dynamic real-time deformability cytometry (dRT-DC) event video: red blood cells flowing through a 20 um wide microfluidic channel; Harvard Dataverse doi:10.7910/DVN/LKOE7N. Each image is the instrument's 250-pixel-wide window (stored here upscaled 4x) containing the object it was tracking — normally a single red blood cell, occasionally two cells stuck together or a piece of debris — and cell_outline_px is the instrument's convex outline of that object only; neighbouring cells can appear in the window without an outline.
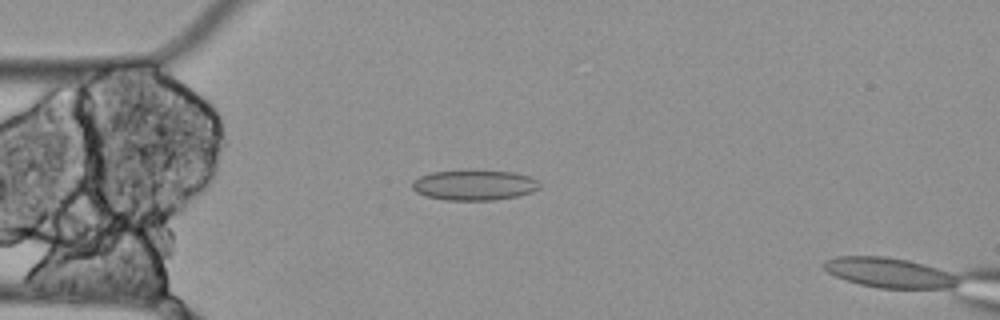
{"species": "Egyptian fruit bat (a non-hibernating species)", "species_latin": "Rousettus aegyptiacus", "temperature_condition": "cold", "stored_images_in_passage": 3, "camera_frame_rate_fps": 3000, "um_per_image_px": 0.085, "animal": {"sex": "female"}, "frame": {"image": 1, "passage_image": 3, "time_ms": 0.667, "image_size_px": [1000, 320], "cell_outline_px": [[540, 188], [532, 192], [516, 196], [492, 200], [444, 200], [428, 196], [416, 192], [412, 188], [412, 180], [420, 176], [432, 172], [468, 168], [472, 168], [512, 172], [528, 176], [536, 180], [540, 184]], "centroid_in_image_um": [40.28, 15.69], "position_along_channel_um": 44.7, "area_um2": 23.06}}